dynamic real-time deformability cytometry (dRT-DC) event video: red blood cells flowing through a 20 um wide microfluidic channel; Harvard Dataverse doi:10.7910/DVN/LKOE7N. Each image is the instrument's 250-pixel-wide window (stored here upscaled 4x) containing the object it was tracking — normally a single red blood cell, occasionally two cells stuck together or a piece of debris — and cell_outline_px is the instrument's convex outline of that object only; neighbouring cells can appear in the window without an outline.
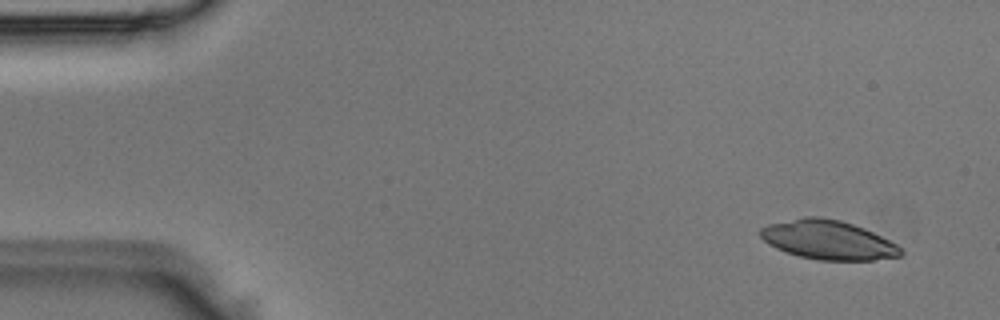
{"species": "Egyptian fruit bat (a non-hibernating species)", "species_latin": "Rousettus aegyptiacus", "temperature_condition": "room temperature", "stored_images_in_passage": 4, "segment_of_instrument_passage": [2, 2], "camera_frame_rate_fps": 3000, "um_per_image_px": 0.085, "animal": {"sex": "male"}, "frame": {"image": 1, "passage_image": 4, "time_ms": 1.0, "image_size_px": [1000, 320], "cell_outline_px": [[904, 256], [872, 260], [820, 260], [800, 256], [776, 248], [768, 244], [760, 236], [760, 228], [768, 224], [804, 216], [820, 216], [840, 220], [864, 228], [896, 244], [904, 252]], "centroid_in_image_um": [70.39, 20.39], "position_along_channel_um": 14.6, "area_um2": 31.91}}